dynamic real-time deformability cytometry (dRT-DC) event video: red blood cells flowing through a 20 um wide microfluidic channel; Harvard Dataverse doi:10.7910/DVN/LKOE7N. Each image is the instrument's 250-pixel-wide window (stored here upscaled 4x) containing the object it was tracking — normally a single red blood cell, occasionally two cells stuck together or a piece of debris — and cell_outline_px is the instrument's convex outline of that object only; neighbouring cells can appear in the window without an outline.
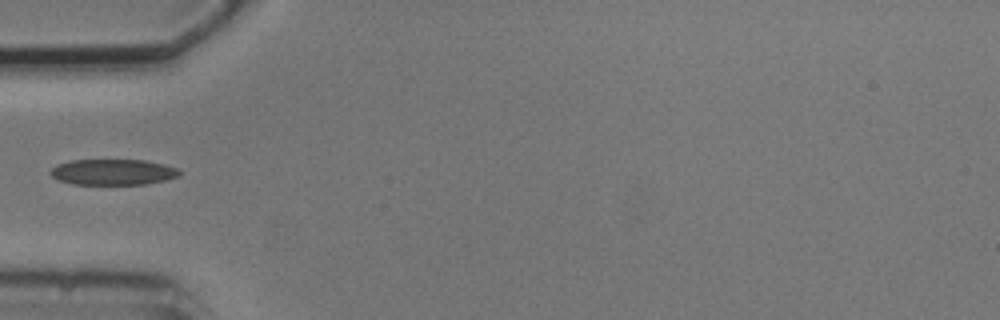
{"species": "common noctule bat (a hibernating species)", "species_latin": "Nyctalus noctula", "temperature_condition": "cold", "stored_images_in_passage": 3, "camera_frame_rate_fps": 3000, "um_per_image_px": 0.085, "animal": {"sex": "male", "body_mass_g": 20.5, "forearm_length_mm": 52.5}, "frame": {"image": 1, "passage_image": 3, "time_ms": 2.333, "image_size_px": [1000, 320], "cell_outline_px": [[180, 176], [164, 180], [144, 184], [72, 184], [60, 180], [52, 176], [48, 172], [56, 164], [72, 160], [144, 160], [164, 164], [176, 168], [180, 172]], "centroid_in_image_um": [9.58, 14.62], "position_along_channel_um": 75.4, "area_um2": 19.31}}